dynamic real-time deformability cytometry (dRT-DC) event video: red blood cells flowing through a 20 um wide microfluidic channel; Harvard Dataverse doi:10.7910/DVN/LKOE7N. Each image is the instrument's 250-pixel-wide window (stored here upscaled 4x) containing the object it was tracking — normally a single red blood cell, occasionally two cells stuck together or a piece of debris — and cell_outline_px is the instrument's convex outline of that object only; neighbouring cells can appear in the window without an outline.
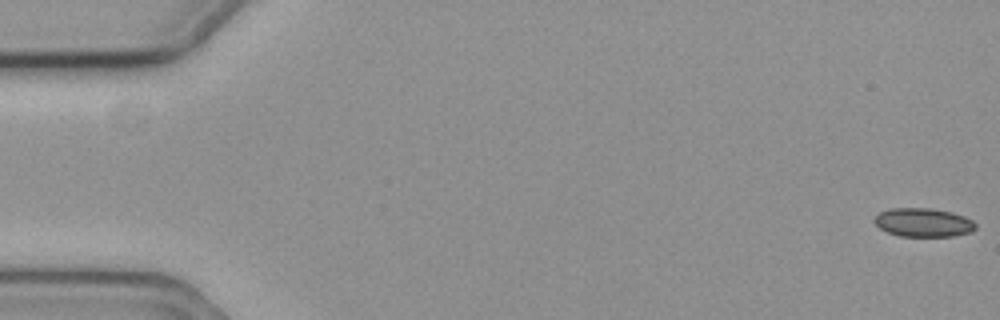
{"species": "common noctule bat (a hibernating species)", "species_latin": "Nyctalus noctula", "temperature_condition": "cold", "stored_images_in_passage": 11, "camera_frame_rate_fps": 3000, "um_per_image_px": 0.085, "animal": {"sex": "female", "body_mass_g": 19.3, "forearm_length_mm": 54.1}, "frame": {"image": 1, "passage_image": 1, "time_ms": 0.0, "image_size_px": [1000, 320], "cell_outline_px": [[976, 228], [972, 232], [952, 236], [900, 236], [888, 232], [880, 228], [872, 220], [880, 212], [892, 208], [932, 208], [952, 212], [964, 216], [972, 220], [976, 224]], "centroid_in_image_um": [78.5, 18.91], "position_along_channel_um": 6.5, "area_um2": 16.94}}